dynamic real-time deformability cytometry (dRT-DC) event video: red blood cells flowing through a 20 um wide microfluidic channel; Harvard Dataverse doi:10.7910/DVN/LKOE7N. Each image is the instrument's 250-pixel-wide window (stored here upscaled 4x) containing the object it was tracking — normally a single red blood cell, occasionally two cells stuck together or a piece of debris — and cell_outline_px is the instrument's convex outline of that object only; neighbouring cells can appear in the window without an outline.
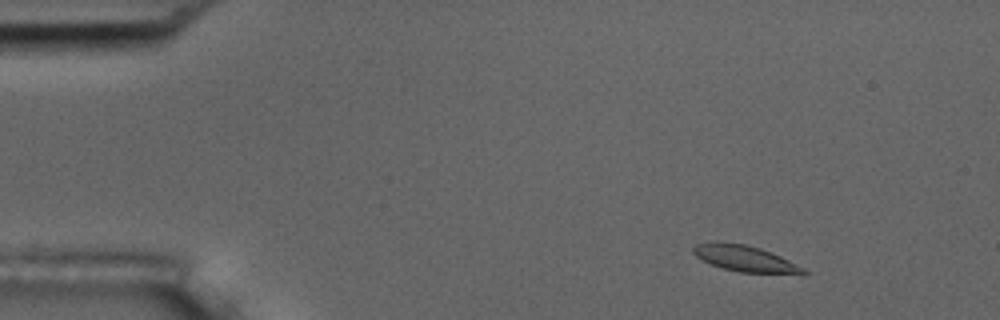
{"species": "common noctule bat (a hibernating species)", "species_latin": "Nyctalus noctula", "temperature_condition": "room temperature", "stored_images_in_passage": 6, "camera_frame_rate_fps": 3000, "um_per_image_px": 0.085, "animal": {"sex": "male", "body_mass_g": 17.5, "forearm_length_mm": 52.3}, "frame": {"image": 1, "passage_image": 2, "time_ms": 1.0, "image_size_px": [1000, 320], "cell_outline_px": [[812, 272], [740, 272], [724, 268], [712, 264], [696, 256], [692, 252], [692, 248], [696, 244], [716, 240], [744, 244], [760, 248], [772, 252]], "centroid_in_image_um": [63.22, 21.92], "position_along_channel_um": 21.8, "area_um2": 16.3}}
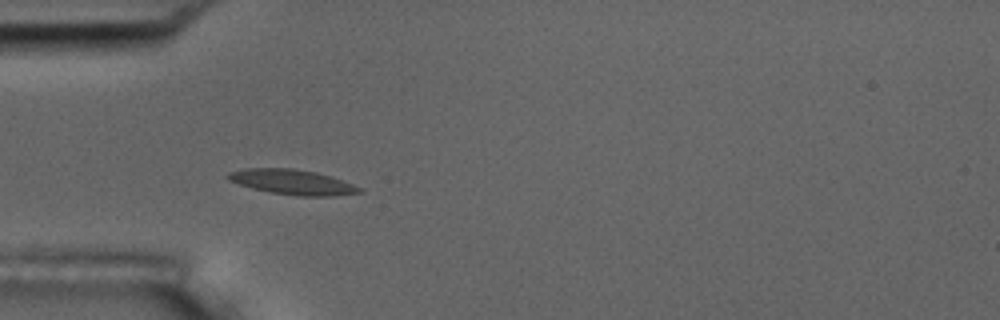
{"frame": {"image": 2, "passage_image": 5, "time_ms": 4.333, "image_size_px": [1000, 320], "cell_outline_px": [[364, 192], [332, 196], [300, 196], [272, 192], [252, 188], [228, 180], [224, 176], [228, 172], [244, 168], [292, 168], [316, 172], [332, 176], [352, 184], [360, 188]], "centroid_in_image_um": [24.83, 15.46], "position_along_channel_um": 60.2, "area_um2": 19.13}}